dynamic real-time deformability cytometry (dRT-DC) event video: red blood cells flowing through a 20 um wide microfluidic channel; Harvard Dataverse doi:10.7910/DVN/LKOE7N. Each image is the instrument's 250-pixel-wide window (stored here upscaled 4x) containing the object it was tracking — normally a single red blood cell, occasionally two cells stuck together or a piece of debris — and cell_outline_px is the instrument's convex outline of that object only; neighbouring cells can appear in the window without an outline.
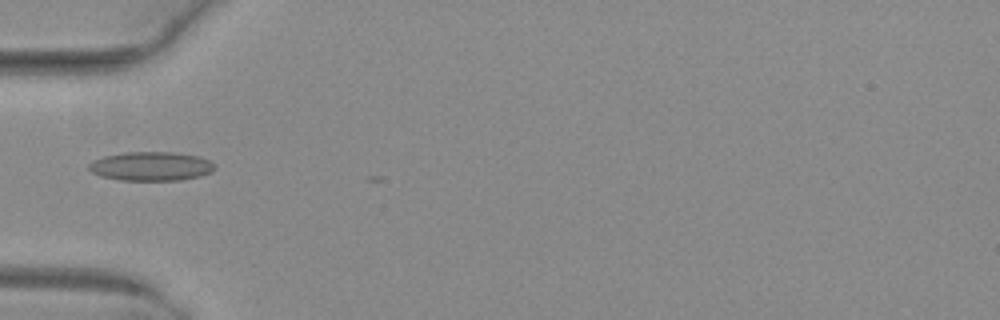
{"species": "common noctule bat (a hibernating species)", "species_latin": "Nyctalus noctula", "temperature_condition": "warm", "stored_images_in_passage": 5, "camera_frame_rate_fps": 3000, "um_per_image_px": 0.085, "animal": {"sex": "female", "body_mass_g": 29.2, "forearm_length_mm": 56.3}, "frame": {"image": 1, "passage_image": 1, "time_ms": 0.0, "image_size_px": [1000, 320], "cell_outline_px": [[216, 168], [212, 172], [200, 176], [180, 180], [120, 180], [100, 176], [92, 172], [88, 168], [88, 164], [92, 160], [104, 156], [124, 152], [172, 152], [200, 156], [216, 164]], "centroid_in_image_um": [12.85, 14.13], "position_along_channel_um": 72.2, "area_um2": 21.44}}
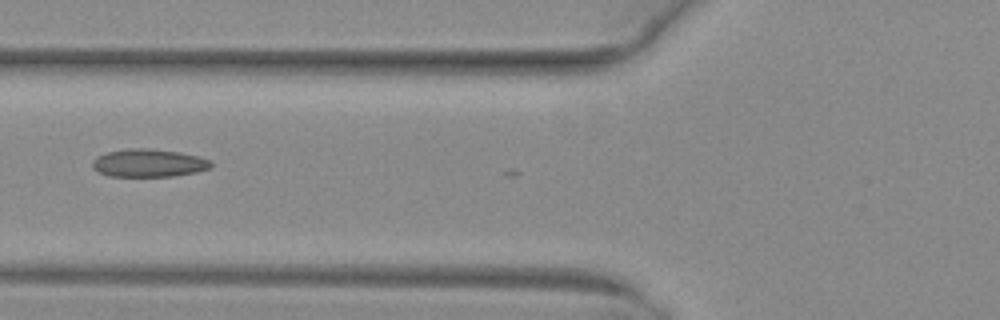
{"frame": {"image": 2, "passage_image": 4, "time_ms": 1.0, "image_size_px": [1000, 320], "cell_outline_px": [[212, 168], [196, 172], [172, 176], [108, 176], [96, 172], [92, 168], [92, 160], [96, 156], [108, 152], [128, 148], [148, 148], [180, 152], [196, 156], [208, 160], [212, 164]], "centroid_in_image_um": [12.58, 13.86], "position_along_channel_um": 113.2, "area_um2": 19.36}}